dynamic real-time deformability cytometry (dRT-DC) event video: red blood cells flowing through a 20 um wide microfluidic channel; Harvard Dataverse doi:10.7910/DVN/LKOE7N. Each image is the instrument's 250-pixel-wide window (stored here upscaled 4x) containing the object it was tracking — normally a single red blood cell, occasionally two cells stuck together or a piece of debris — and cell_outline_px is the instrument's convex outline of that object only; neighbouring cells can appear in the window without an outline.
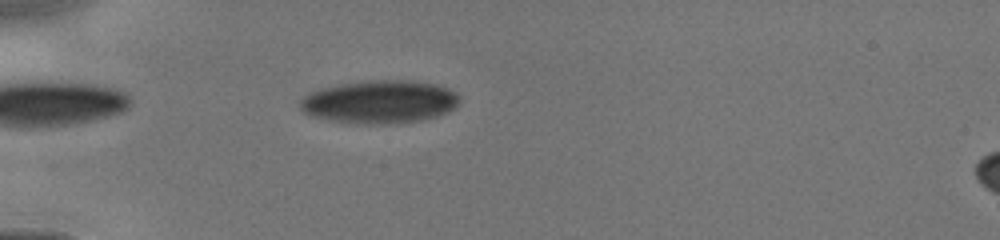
{"species": "human", "species_latin": "Homo sapiens", "temperature_condition": "cold", "stored_images_in_passage": 24, "camera_frame_rate_fps": 3000, "um_per_image_px": 0.085, "donor": {"sex": "male"}, "frame": {"image": 1, "passage_image": 17, "time_ms": 4.667, "image_size_px": [1000, 240], "cell_outline_px": [[460, 100], [448, 112], [436, 116], [420, 120], [384, 124], [356, 124], [328, 120], [312, 116], [304, 112], [300, 108], [300, 100], [308, 92], [320, 88], [344, 84], [380, 80], [412, 80], [432, 84], [448, 88], [456, 92], [460, 96]], "centroid_in_image_um": [32.25, 8.66], "position_along_channel_um": 52.7, "area_um2": 39.82}}
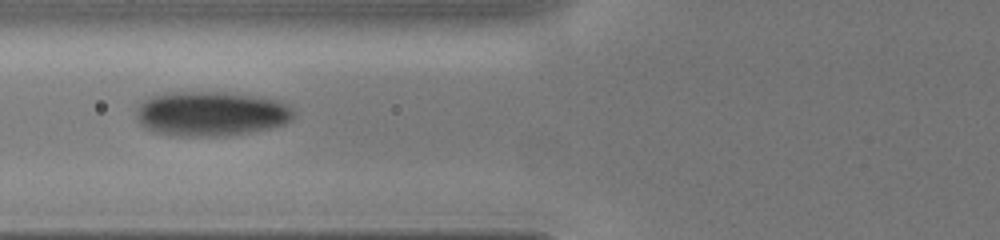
{"frame": {"image": 2, "passage_image": 23, "time_ms": 6.333, "image_size_px": [1000, 240], "cell_outline_px": [[296, 112], [292, 120], [284, 124], [272, 128], [224, 136], [180, 136], [152, 132], [144, 128], [140, 124], [136, 116], [136, 108], [144, 100], [152, 96], [164, 92], [224, 92], [264, 96], [280, 100], [292, 108]], "centroid_in_image_um": [17.96, 9.65], "position_along_channel_um": 107.8, "area_um2": 41.67}}